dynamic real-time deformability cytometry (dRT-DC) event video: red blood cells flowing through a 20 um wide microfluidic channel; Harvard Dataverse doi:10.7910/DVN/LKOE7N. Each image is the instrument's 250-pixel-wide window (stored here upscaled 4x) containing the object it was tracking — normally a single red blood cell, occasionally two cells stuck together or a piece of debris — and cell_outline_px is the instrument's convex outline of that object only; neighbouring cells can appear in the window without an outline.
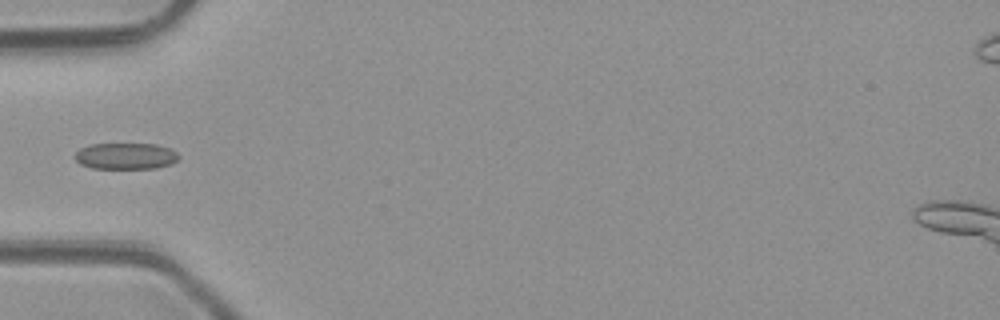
{"species": "common noctule bat (a hibernating species)", "species_latin": "Nyctalus noctula", "temperature_condition": "room temperature", "stored_images_in_passage": 4, "camera_frame_rate_fps": 3000, "um_per_image_px": 0.085, "animal": {"sex": "male", "body_mass_g": 23.1, "forearm_length_mm": 52.7}, "frame": {"image": 1, "passage_image": 3, "time_ms": 2.333, "image_size_px": [1000, 320], "cell_outline_px": [[180, 156], [172, 164], [156, 168], [92, 168], [80, 164], [76, 160], [76, 152], [80, 148], [88, 144], [156, 144], [172, 148]], "centroid_in_image_um": [10.71, 13.26], "position_along_channel_um": 74.3, "area_um2": 16.01}}
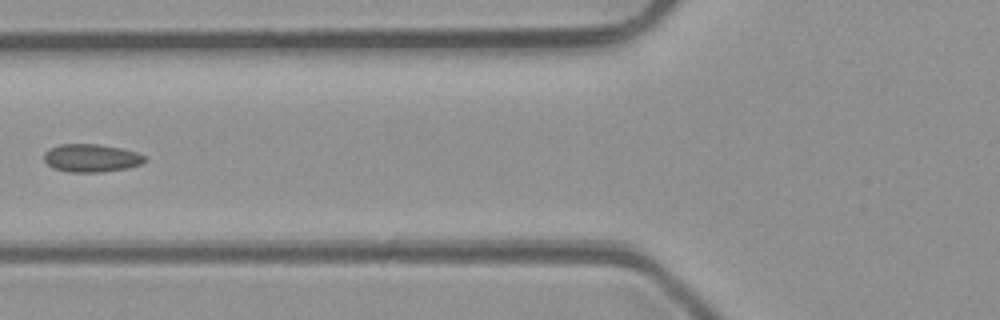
{"frame": {"image": 2, "passage_image": 4, "time_ms": 3.333, "image_size_px": [1000, 320], "cell_outline_px": [[144, 160], [140, 164], [128, 168], [100, 172], [68, 172], [52, 168], [44, 160], [44, 152], [60, 144], [96, 144], [120, 148], [136, 152], [144, 156]], "centroid_in_image_um": [7.72, 13.44], "position_along_channel_um": 118.1, "area_um2": 16.24}}